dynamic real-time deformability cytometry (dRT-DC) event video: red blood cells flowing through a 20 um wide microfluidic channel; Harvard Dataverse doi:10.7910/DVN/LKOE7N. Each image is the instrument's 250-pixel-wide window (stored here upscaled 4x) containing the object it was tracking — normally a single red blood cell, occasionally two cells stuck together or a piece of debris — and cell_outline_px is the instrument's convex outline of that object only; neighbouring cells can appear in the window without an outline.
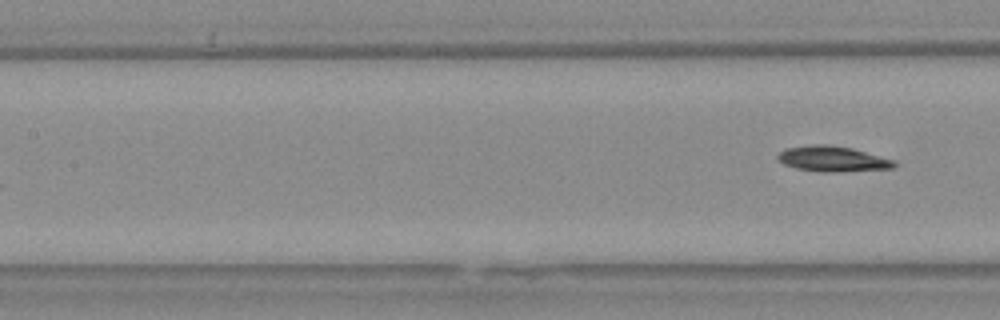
{"species": "Egyptian fruit bat (a non-hibernating species)", "species_latin": "Rousettus aegyptiacus", "temperature_condition": "warm", "stored_images_in_passage": 8, "segment_of_instrument_passage": [2, 2], "camera_frame_rate_fps": 3000, "um_per_image_px": 0.085, "animal": {"sex": "female"}, "frame": {"image": 1, "passage_image": 8, "time_ms": 2.333, "image_size_px": [1000, 320], "cell_outline_px": [[896, 164], [892, 168], [836, 172], [820, 172], [796, 168], [784, 164], [776, 156], [780, 152], [788, 148], [812, 144], [828, 144], [852, 148], [892, 160]], "centroid_in_image_um": [70.73, 13.5], "position_along_channel_um": 136.7, "area_um2": 16.99}}